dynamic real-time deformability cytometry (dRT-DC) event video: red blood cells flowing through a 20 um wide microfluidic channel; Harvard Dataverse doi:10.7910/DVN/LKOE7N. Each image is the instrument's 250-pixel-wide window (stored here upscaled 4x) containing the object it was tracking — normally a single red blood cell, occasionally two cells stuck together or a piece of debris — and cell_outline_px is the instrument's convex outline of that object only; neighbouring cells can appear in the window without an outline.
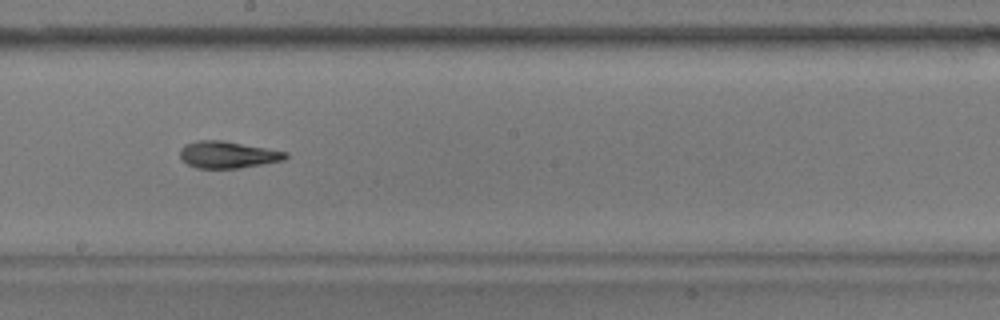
{"species": "common noctule bat (a hibernating species)", "species_latin": "Nyctalus noctula", "temperature_condition": "warm", "stored_images_in_passage": 55, "camera_frame_rate_fps": 3000, "um_per_image_px": 0.085, "animal": {"sex": "male", "body_mass_g": 17.9}, "frame": {"image": 1, "passage_image": 29, "time_ms": 9.333, "image_size_px": [1000, 320], "cell_outline_px": [[288, 156], [284, 160], [240, 168], [196, 168], [188, 164], [180, 156], [180, 148], [184, 144], [196, 140], [224, 140], [288, 152]], "centroid_in_image_um": [19.35, 13.14], "position_along_channel_um": 228.8, "area_um2": 16.59}}
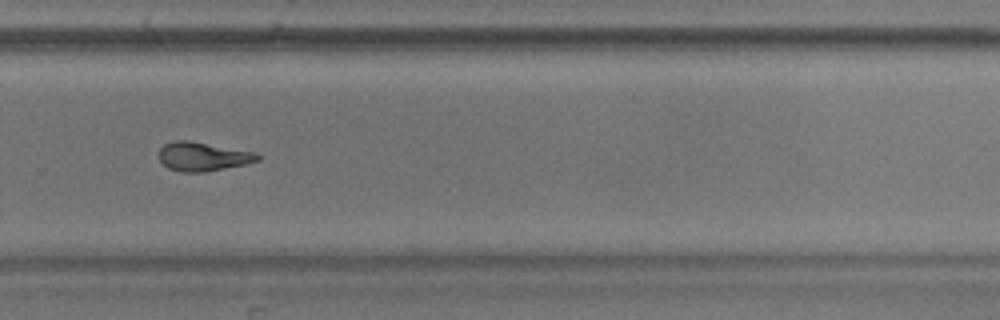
{"frame": {"image": 2, "passage_image": 36, "time_ms": 11.667, "image_size_px": [1000, 320], "cell_outline_px": [[260, 160], [244, 164], [204, 172], [180, 172], [168, 168], [160, 160], [160, 148], [164, 144], [176, 140], [188, 140], [256, 152], [260, 156]], "centroid_in_image_um": [17.24, 13.3], "position_along_channel_um": 312.6, "area_um2": 16.47}}
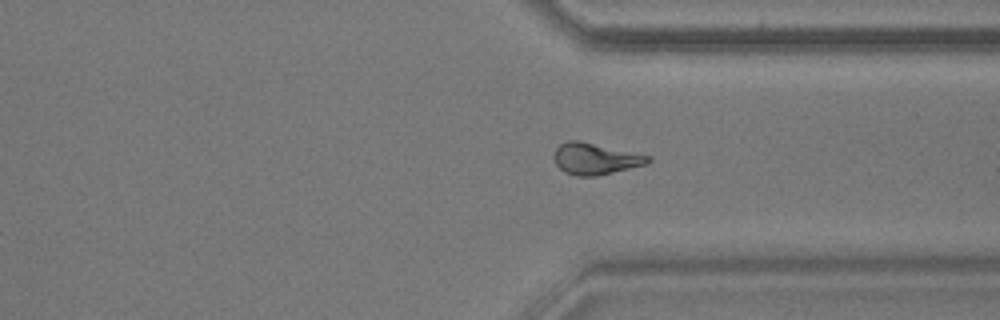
{"frame": {"image": 3, "passage_image": 40, "time_ms": 13.0, "image_size_px": [1000, 320], "cell_outline_px": [[652, 160], [648, 164], [596, 176], [576, 176], [564, 172], [556, 164], [552, 156], [556, 148], [560, 144], [568, 140], [580, 140], [652, 156]], "centroid_in_image_um": [50.61, 13.49], "position_along_channel_um": 360.8, "area_um2": 17.46}, "authors_computed_cell_mechanics": {"area_um2": 17.051, "velocity_mm_per_s": 3.6016, "shape_relaxation_time_tau1_ms": 10.8936, "shape_relaxation_time_tau2_ms": 3.6425, "deformation_change_tau1": 0.2558, "deformation_change_tau2": 0.1067}}